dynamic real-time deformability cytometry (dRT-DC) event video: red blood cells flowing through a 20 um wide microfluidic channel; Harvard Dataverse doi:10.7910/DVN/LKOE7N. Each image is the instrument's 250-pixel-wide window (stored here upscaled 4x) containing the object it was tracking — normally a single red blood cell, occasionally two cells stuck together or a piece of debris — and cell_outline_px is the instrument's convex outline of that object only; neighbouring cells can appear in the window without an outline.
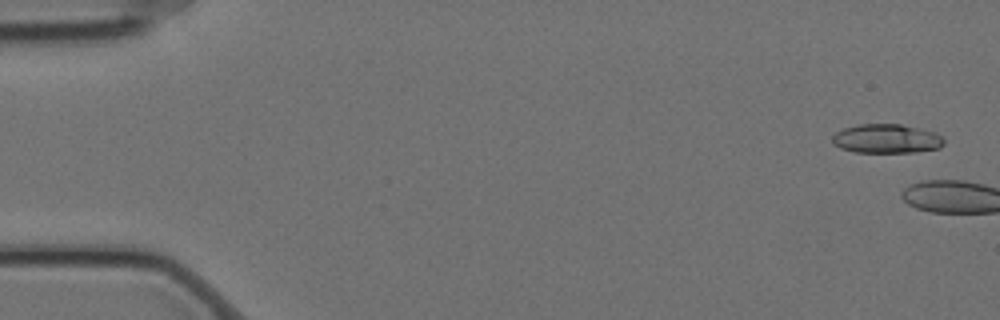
{"species": "Egyptian fruit bat (a non-hibernating species)", "species_latin": "Rousettus aegyptiacus", "temperature_condition": "cold", "stored_images_in_passage": 15, "camera_frame_rate_fps": 3000, "um_per_image_px": 0.085, "animal": {"sex": "female"}, "frame": {"image": 1, "passage_image": 1, "time_ms": 0.0, "image_size_px": [1000, 320], "cell_outline_px": [[944, 144], [940, 148], [916, 152], [856, 152], [840, 148], [832, 144], [832, 136], [836, 132], [844, 128], [860, 124], [900, 124], [920, 128], [936, 132], [944, 140]], "centroid_in_image_um": [75.36, 11.79], "position_along_channel_um": 9.6, "area_um2": 19.02}}
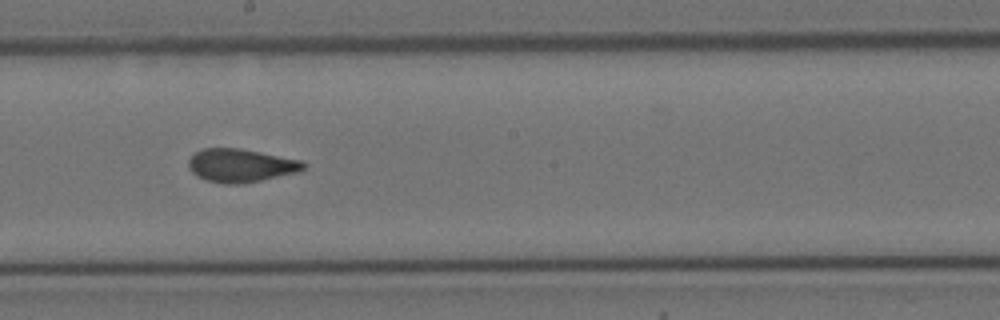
{"frame": {"image": 2, "passage_image": 9, "time_ms": 2.667, "image_size_px": [1000, 320], "cell_outline_px": [[308, 164], [300, 172], [240, 184], [224, 184], [208, 180], [196, 176], [188, 168], [188, 160], [196, 152], [204, 148], [240, 148], [300, 160]], "centroid_in_image_um": [20.47, 14.07], "position_along_channel_um": 227.7, "area_um2": 22.25}}
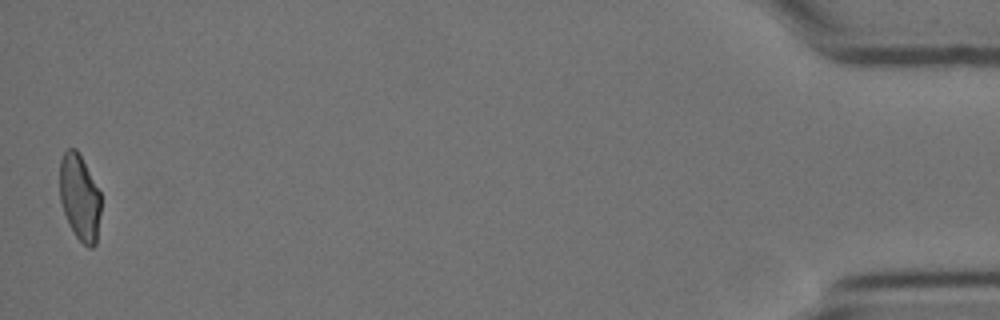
{"frame": {"image": 3, "passage_image": 15, "time_ms": 4.667, "image_size_px": [1000, 320], "cell_outline_px": [[100, 212], [96, 244], [92, 248], [88, 248], [76, 236], [64, 212], [60, 200], [60, 160], [64, 152], [68, 148], [76, 148], [100, 192]], "centroid_in_image_um": [6.77, 16.78], "position_along_channel_um": 428.4, "area_um2": 20.35}}